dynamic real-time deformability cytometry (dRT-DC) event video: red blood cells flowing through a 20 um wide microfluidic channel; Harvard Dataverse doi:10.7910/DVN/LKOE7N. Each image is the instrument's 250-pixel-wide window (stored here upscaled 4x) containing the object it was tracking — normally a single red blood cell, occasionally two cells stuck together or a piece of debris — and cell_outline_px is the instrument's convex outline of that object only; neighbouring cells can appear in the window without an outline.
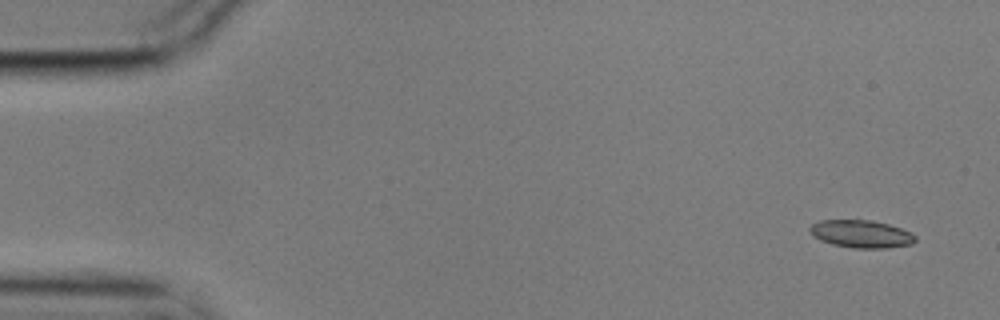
{"species": "common noctule bat (a hibernating species)", "species_latin": "Nyctalus noctula", "temperature_condition": "cold", "stored_images_in_passage": 6, "camera_frame_rate_fps": 3000, "um_per_image_px": 0.085, "animal": {"sex": "male", "body_mass_g": 17.9}, "frame": {"image": 1, "passage_image": 1, "time_ms": 0.0, "image_size_px": [1000, 320], "cell_outline_px": [[916, 240], [912, 244], [888, 248], [852, 248], [832, 244], [820, 240], [812, 236], [808, 228], [812, 224], [820, 220], [872, 220], [888, 224], [912, 232], [916, 236]], "centroid_in_image_um": [73.2, 19.89], "position_along_channel_um": 11.8, "area_um2": 17.17}}